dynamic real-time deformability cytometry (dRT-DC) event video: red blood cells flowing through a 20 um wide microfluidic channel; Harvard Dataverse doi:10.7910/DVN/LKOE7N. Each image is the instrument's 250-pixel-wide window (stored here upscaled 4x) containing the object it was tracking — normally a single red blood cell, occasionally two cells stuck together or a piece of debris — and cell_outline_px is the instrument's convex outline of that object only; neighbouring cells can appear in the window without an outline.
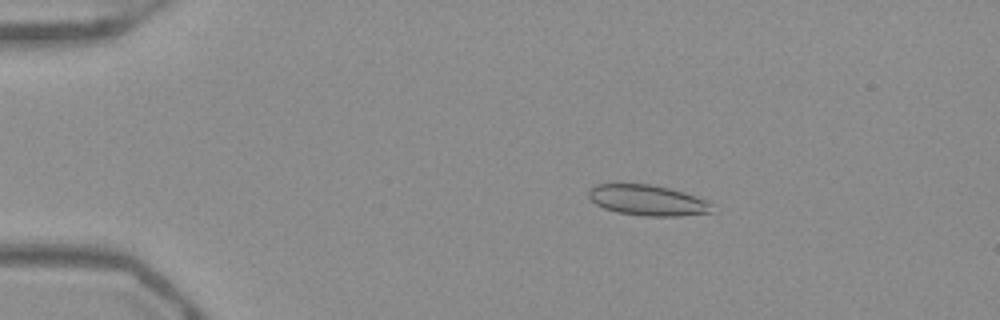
{"species": "Egyptian fruit bat (a non-hibernating species)", "species_latin": "Rousettus aegyptiacus", "temperature_condition": "warm", "stored_images_in_passage": 53, "camera_frame_rate_fps": 3000, "um_per_image_px": 0.085, "frame": {"image": 1, "passage_image": 10, "time_ms": 3.0, "image_size_px": [1000, 320], "cell_outline_px": [[712, 212], [676, 216], [644, 216], [616, 212], [604, 208], [596, 204], [588, 196], [588, 192], [596, 184], [648, 184], [668, 188], [684, 192], [704, 200], [712, 204]], "centroid_in_image_um": [55.02, 17.03], "position_along_channel_um": 30.0, "area_um2": 21.73}}
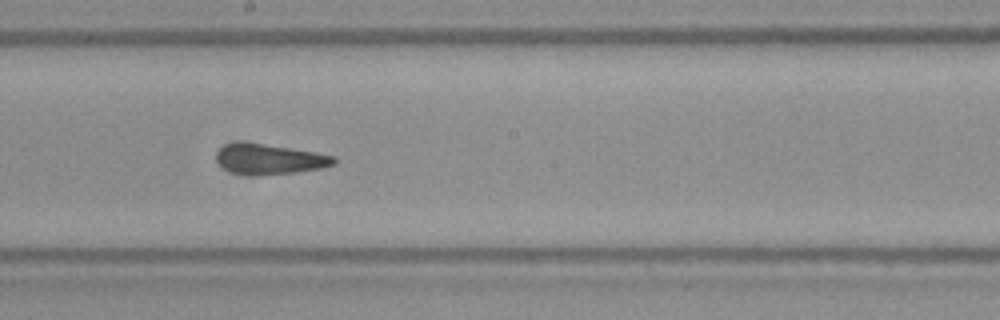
{"frame": {"image": 2, "passage_image": 30, "time_ms": 9.667, "image_size_px": [1000, 320], "cell_outline_px": [[336, 164], [320, 168], [296, 172], [252, 176], [232, 172], [224, 168], [216, 160], [216, 152], [224, 144], [264, 144], [316, 152], [336, 156]], "centroid_in_image_um": [22.93, 13.55], "position_along_channel_um": 225.3, "area_um2": 20.4}}
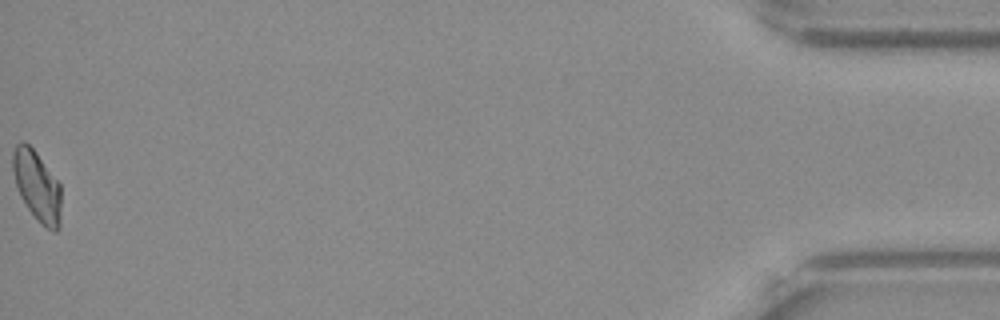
{"frame": {"image": 3, "passage_image": 53, "time_ms": 17.333, "image_size_px": [1000, 320], "cell_outline_px": [[60, 228], [56, 232], [52, 232], [40, 224], [28, 208], [20, 196], [16, 184], [12, 168], [12, 152], [16, 144], [20, 140], [24, 140], [36, 152], [60, 184]], "centroid_in_image_um": [3.14, 15.81], "position_along_channel_um": 432.1, "area_um2": 19.88}, "authors_computed_cell_mechanics": {"area_um2": 20.4034, "velocity_mm_per_s": 3.9192, "shape_relaxation_time_tau1_ms": null, "shape_relaxation_time_tau2_ms": 2.3961, "deformation_change_tau1": null, "deformation_change_tau2": 0.0655}}